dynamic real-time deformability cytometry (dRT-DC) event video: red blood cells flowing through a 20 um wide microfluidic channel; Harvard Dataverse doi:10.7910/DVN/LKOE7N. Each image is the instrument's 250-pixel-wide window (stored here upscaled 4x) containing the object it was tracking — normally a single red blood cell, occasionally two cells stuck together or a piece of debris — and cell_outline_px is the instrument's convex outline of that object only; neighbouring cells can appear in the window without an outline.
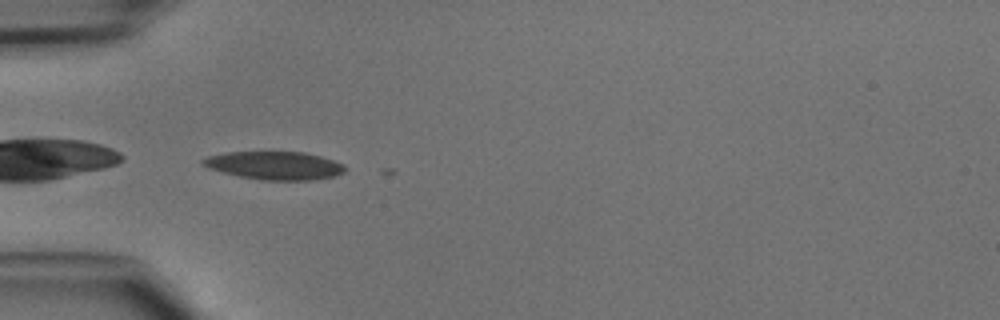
{"species": "common noctule bat (a hibernating species)", "species_latin": "Nyctalus noctula", "temperature_condition": "cold", "stored_images_in_passage": 4, "camera_frame_rate_fps": 3000, "um_per_image_px": 0.085, "animal": {"sex": "male", "body_mass_g": 15.6}, "frame": {"image": 1, "passage_image": 1, "time_ms": 0.0, "image_size_px": [1000, 320], "cell_outline_px": [[344, 172], [336, 176], [312, 180], [260, 180], [240, 176], [208, 168], [200, 164], [200, 160], [208, 156], [228, 152], [304, 152], [320, 156], [344, 164]], "centroid_in_image_um": [23.33, 14.07], "position_along_channel_um": 61.7, "area_um2": 23.24}}